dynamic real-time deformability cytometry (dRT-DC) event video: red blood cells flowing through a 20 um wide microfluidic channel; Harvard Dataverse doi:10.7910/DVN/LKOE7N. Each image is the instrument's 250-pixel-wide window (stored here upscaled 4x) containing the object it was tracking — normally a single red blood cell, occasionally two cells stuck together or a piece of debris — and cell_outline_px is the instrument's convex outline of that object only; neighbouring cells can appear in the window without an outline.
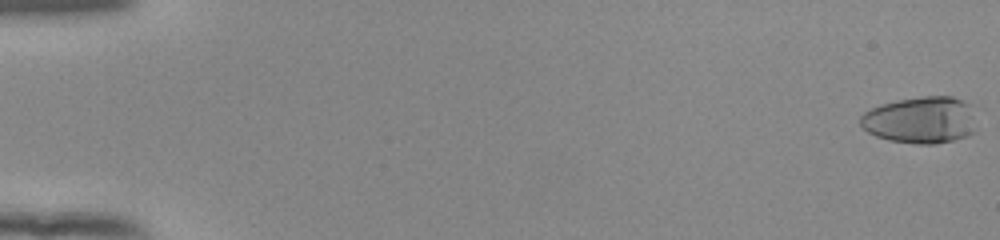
{"species": "human", "species_latin": "Homo sapiens", "temperature_condition": "room temperature", "stored_images_in_passage": 54, "camera_frame_rate_fps": 3000, "um_per_image_px": 0.085, "donor": {"sex": "female"}, "frame": {"image": 1, "passage_image": 1, "time_ms": 0.0, "image_size_px": [1000, 240], "cell_outline_px": [[972, 132], [968, 136], [936, 144], [920, 144], [888, 140], [876, 136], [868, 132], [860, 124], [860, 116], [864, 112], [872, 108], [896, 100], [920, 96], [952, 96], [968, 104]], "centroid_in_image_um": [78.16, 10.2], "position_along_channel_um": 6.8, "area_um2": 30.98}}
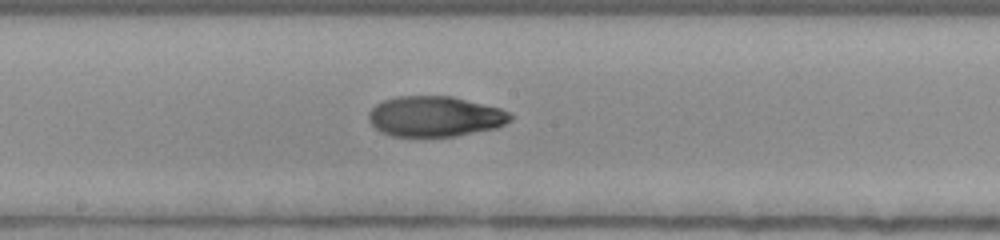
{"frame": {"image": 2, "passage_image": 31, "time_ms": 10.0, "image_size_px": [1000, 240], "cell_outline_px": [[512, 120], [496, 128], [456, 136], [392, 136], [380, 132], [368, 120], [368, 112], [376, 104], [384, 100], [396, 96], [452, 96], [500, 108], [508, 112], [512, 116]], "centroid_in_image_um": [36.96, 9.89], "position_along_channel_um": 211.2, "area_um2": 33.41}}
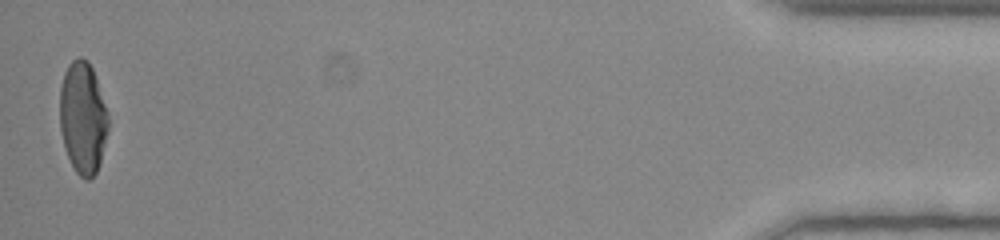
{"frame": {"image": 3, "passage_image": 54, "time_ms": 17.667, "image_size_px": [1000, 240], "cell_outline_px": [[108, 128], [100, 160], [96, 172], [88, 180], [84, 180], [76, 172], [68, 156], [64, 144], [60, 128], [60, 88], [64, 72], [68, 64], [72, 60], [80, 56], [88, 60], [92, 68], [108, 112]], "centroid_in_image_um": [7.03, 9.98], "position_along_channel_um": 428.2, "area_um2": 31.39}, "authors_computed_cell_mechanics": {"area_um2": 32.7437, "velocity_mm_per_s": 3.9271, "shape_relaxation_time_tau1_ms": 6.0089, "shape_relaxation_time_tau2_ms": 1.7487, "deformation_change_tau1": 0.248, "deformation_change_tau2": 0.0645}}